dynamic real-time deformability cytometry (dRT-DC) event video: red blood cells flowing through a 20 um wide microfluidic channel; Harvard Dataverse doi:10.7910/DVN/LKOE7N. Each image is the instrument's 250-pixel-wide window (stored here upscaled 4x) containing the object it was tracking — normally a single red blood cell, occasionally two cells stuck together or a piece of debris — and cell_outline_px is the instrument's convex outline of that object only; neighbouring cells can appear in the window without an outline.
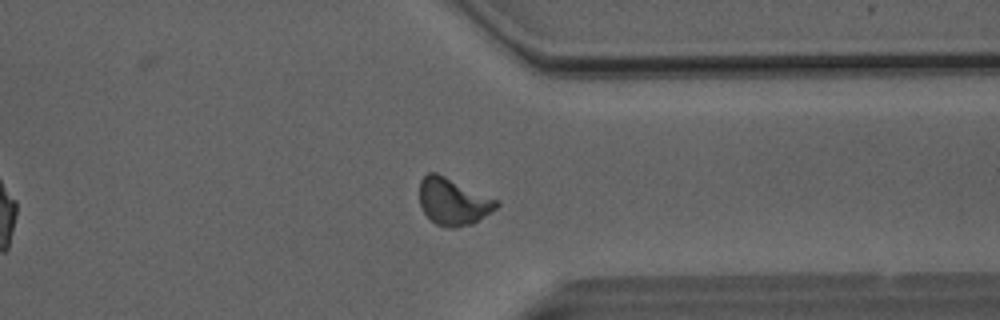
{"species": "Egyptian fruit bat (a non-hibernating species)", "species_latin": "Rousettus aegyptiacus", "temperature_condition": "room temperature", "stored_images_in_passage": 43, "camera_frame_rate_fps": 3000, "um_per_image_px": 0.085, "animal": {"sex": "male"}, "frame": {"image": 1, "passage_image": 32, "time_ms": 10.333, "image_size_px": [1000, 320], "cell_outline_px": [[500, 204], [496, 208], [472, 224], [456, 228], [448, 228], [436, 224], [424, 212], [420, 204], [420, 180], [428, 172], [436, 172], [500, 200]], "centroid_in_image_um": [38.53, 17.13], "position_along_channel_um": 372.9, "area_um2": 21.1}}
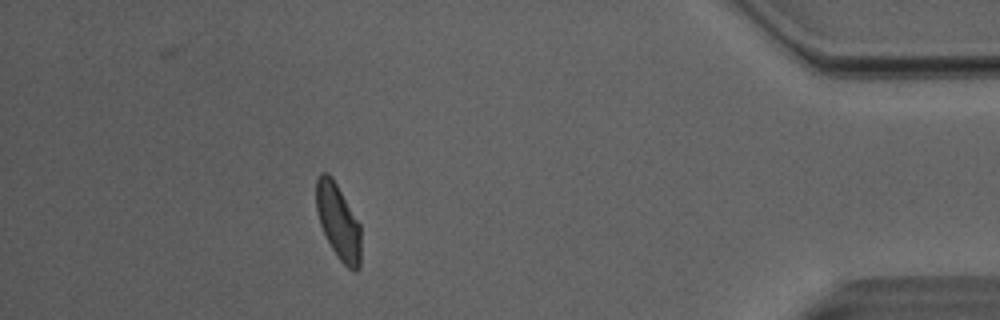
{"frame": {"image": 2, "passage_image": 38, "time_ms": 12.333, "image_size_px": [1000, 320], "cell_outline_px": [[360, 268], [356, 272], [352, 272], [336, 256], [320, 224], [316, 208], [316, 180], [320, 172], [328, 172], [332, 176], [360, 224]], "centroid_in_image_um": [28.75, 18.84], "position_along_channel_um": 406.4, "area_um2": 19.65}, "authors_computed_cell_mechanics": {"area_um2": 20.0566, "velocity_mm_per_s": 4.0417, "shape_relaxation_time_tau1_ms": 7.3912, "shape_relaxation_time_tau2_ms": 2.8513, "deformation_change_tau1": 0.1753, "deformation_change_tau2": 0.0925}}